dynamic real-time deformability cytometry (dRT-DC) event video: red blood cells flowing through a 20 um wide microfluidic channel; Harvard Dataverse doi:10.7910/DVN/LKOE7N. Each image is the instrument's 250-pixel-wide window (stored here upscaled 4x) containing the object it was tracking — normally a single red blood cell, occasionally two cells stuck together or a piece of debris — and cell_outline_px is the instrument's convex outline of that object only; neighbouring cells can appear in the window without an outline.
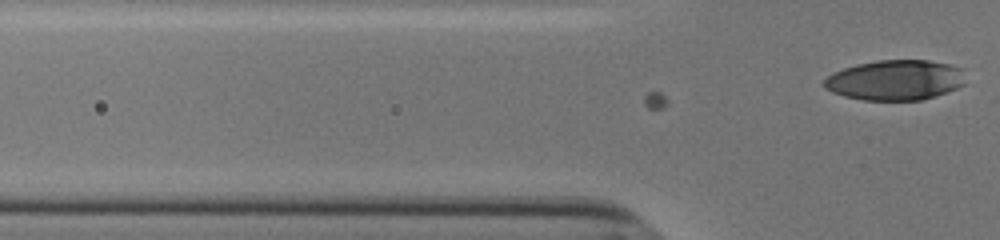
{"species": "human", "species_latin": "Homo sapiens", "temperature_condition": "cold", "stored_images_in_passage": 2, "camera_frame_rate_fps": 3000, "um_per_image_px": 0.085, "donor": {"sex": "male"}, "frame": {"image": 1, "passage_image": 2, "time_ms": 0.333, "image_size_px": [1000, 240], "cell_outline_px": [[964, 84], [956, 88], [920, 100], [864, 100], [844, 96], [832, 92], [824, 88], [824, 80], [832, 72], [856, 64], [876, 60], [928, 60], [948, 64], [964, 68]], "centroid_in_image_um": [76.08, 6.79], "position_along_channel_um": 49.7, "area_um2": 33.12}}